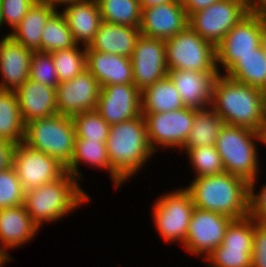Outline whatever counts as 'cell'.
<instances>
[{"mask_svg":"<svg viewBox=\"0 0 266 267\" xmlns=\"http://www.w3.org/2000/svg\"><path fill=\"white\" fill-rule=\"evenodd\" d=\"M211 107L225 124L261 133L266 115V92L219 74L213 85Z\"/></svg>","mask_w":266,"mask_h":267,"instance_id":"1","label":"cell"},{"mask_svg":"<svg viewBox=\"0 0 266 267\" xmlns=\"http://www.w3.org/2000/svg\"><path fill=\"white\" fill-rule=\"evenodd\" d=\"M185 189L190 193L194 207L217 212L233 220L249 216V183L238 176L223 172L195 177Z\"/></svg>","mask_w":266,"mask_h":267,"instance_id":"2","label":"cell"},{"mask_svg":"<svg viewBox=\"0 0 266 267\" xmlns=\"http://www.w3.org/2000/svg\"><path fill=\"white\" fill-rule=\"evenodd\" d=\"M106 149L111 169L124 182L136 174L154 154L148 141L144 116L111 125Z\"/></svg>","mask_w":266,"mask_h":267,"instance_id":"3","label":"cell"},{"mask_svg":"<svg viewBox=\"0 0 266 267\" xmlns=\"http://www.w3.org/2000/svg\"><path fill=\"white\" fill-rule=\"evenodd\" d=\"M89 199L78 180L65 172L55 181L25 191L23 205L40 228L43 222L56 221Z\"/></svg>","mask_w":266,"mask_h":267,"instance_id":"4","label":"cell"},{"mask_svg":"<svg viewBox=\"0 0 266 267\" xmlns=\"http://www.w3.org/2000/svg\"><path fill=\"white\" fill-rule=\"evenodd\" d=\"M262 142L261 133L254 130L224 124L216 139L215 148L225 169L248 183L257 179L258 155L254 140Z\"/></svg>","mask_w":266,"mask_h":267,"instance_id":"5","label":"cell"},{"mask_svg":"<svg viewBox=\"0 0 266 267\" xmlns=\"http://www.w3.org/2000/svg\"><path fill=\"white\" fill-rule=\"evenodd\" d=\"M75 138L72 117L57 113L26 123L22 143L50 155L66 167L73 155Z\"/></svg>","mask_w":266,"mask_h":267,"instance_id":"6","label":"cell"},{"mask_svg":"<svg viewBox=\"0 0 266 267\" xmlns=\"http://www.w3.org/2000/svg\"><path fill=\"white\" fill-rule=\"evenodd\" d=\"M168 70L218 72L216 47L204 40L189 25L165 40Z\"/></svg>","mask_w":266,"mask_h":267,"instance_id":"7","label":"cell"},{"mask_svg":"<svg viewBox=\"0 0 266 267\" xmlns=\"http://www.w3.org/2000/svg\"><path fill=\"white\" fill-rule=\"evenodd\" d=\"M266 16L261 8L254 7L216 46L217 69L221 65L227 71L238 57L253 53L262 44V30ZM218 63L220 65H218Z\"/></svg>","mask_w":266,"mask_h":267,"instance_id":"8","label":"cell"},{"mask_svg":"<svg viewBox=\"0 0 266 267\" xmlns=\"http://www.w3.org/2000/svg\"><path fill=\"white\" fill-rule=\"evenodd\" d=\"M253 7L246 0H221L193 13L188 25L215 47Z\"/></svg>","mask_w":266,"mask_h":267,"instance_id":"9","label":"cell"},{"mask_svg":"<svg viewBox=\"0 0 266 267\" xmlns=\"http://www.w3.org/2000/svg\"><path fill=\"white\" fill-rule=\"evenodd\" d=\"M190 193L184 188L160 196L153 206L157 230L166 242H182L187 236L194 209Z\"/></svg>","mask_w":266,"mask_h":267,"instance_id":"10","label":"cell"},{"mask_svg":"<svg viewBox=\"0 0 266 267\" xmlns=\"http://www.w3.org/2000/svg\"><path fill=\"white\" fill-rule=\"evenodd\" d=\"M254 218L233 220L226 229L223 242L205 259L211 267H251Z\"/></svg>","mask_w":266,"mask_h":267,"instance_id":"11","label":"cell"},{"mask_svg":"<svg viewBox=\"0 0 266 267\" xmlns=\"http://www.w3.org/2000/svg\"><path fill=\"white\" fill-rule=\"evenodd\" d=\"M152 150L156 145L183 148L193 127L195 109L184 107L163 113H142Z\"/></svg>","mask_w":266,"mask_h":267,"instance_id":"12","label":"cell"},{"mask_svg":"<svg viewBox=\"0 0 266 267\" xmlns=\"http://www.w3.org/2000/svg\"><path fill=\"white\" fill-rule=\"evenodd\" d=\"M12 166L24 191L55 181L66 172L57 159L23 143L14 147Z\"/></svg>","mask_w":266,"mask_h":267,"instance_id":"13","label":"cell"},{"mask_svg":"<svg viewBox=\"0 0 266 267\" xmlns=\"http://www.w3.org/2000/svg\"><path fill=\"white\" fill-rule=\"evenodd\" d=\"M232 218L195 207L185 238L184 247L192 254L209 255L222 244L226 229Z\"/></svg>","mask_w":266,"mask_h":267,"instance_id":"14","label":"cell"},{"mask_svg":"<svg viewBox=\"0 0 266 267\" xmlns=\"http://www.w3.org/2000/svg\"><path fill=\"white\" fill-rule=\"evenodd\" d=\"M133 84L140 90L168 75L165 40L140 35L131 56Z\"/></svg>","mask_w":266,"mask_h":267,"instance_id":"15","label":"cell"},{"mask_svg":"<svg viewBox=\"0 0 266 267\" xmlns=\"http://www.w3.org/2000/svg\"><path fill=\"white\" fill-rule=\"evenodd\" d=\"M101 86L86 69L81 74L56 87V106L58 113L66 116L96 110Z\"/></svg>","mask_w":266,"mask_h":267,"instance_id":"16","label":"cell"},{"mask_svg":"<svg viewBox=\"0 0 266 267\" xmlns=\"http://www.w3.org/2000/svg\"><path fill=\"white\" fill-rule=\"evenodd\" d=\"M96 111L111 126L142 115L141 91L134 84L102 86Z\"/></svg>","mask_w":266,"mask_h":267,"instance_id":"17","label":"cell"},{"mask_svg":"<svg viewBox=\"0 0 266 267\" xmlns=\"http://www.w3.org/2000/svg\"><path fill=\"white\" fill-rule=\"evenodd\" d=\"M141 9L140 35L167 40L188 26L181 0Z\"/></svg>","mask_w":266,"mask_h":267,"instance_id":"18","label":"cell"},{"mask_svg":"<svg viewBox=\"0 0 266 267\" xmlns=\"http://www.w3.org/2000/svg\"><path fill=\"white\" fill-rule=\"evenodd\" d=\"M219 72L169 70L168 77L176 86L185 107L200 109L211 106L213 85Z\"/></svg>","mask_w":266,"mask_h":267,"instance_id":"19","label":"cell"},{"mask_svg":"<svg viewBox=\"0 0 266 267\" xmlns=\"http://www.w3.org/2000/svg\"><path fill=\"white\" fill-rule=\"evenodd\" d=\"M33 51L13 40L9 35L0 40L1 90H13L29 80V68Z\"/></svg>","mask_w":266,"mask_h":267,"instance_id":"20","label":"cell"},{"mask_svg":"<svg viewBox=\"0 0 266 267\" xmlns=\"http://www.w3.org/2000/svg\"><path fill=\"white\" fill-rule=\"evenodd\" d=\"M15 93L24 124L58 113L54 87L29 79Z\"/></svg>","mask_w":266,"mask_h":267,"instance_id":"21","label":"cell"},{"mask_svg":"<svg viewBox=\"0 0 266 267\" xmlns=\"http://www.w3.org/2000/svg\"><path fill=\"white\" fill-rule=\"evenodd\" d=\"M86 69L99 85L133 84L131 58L118 54L86 50Z\"/></svg>","mask_w":266,"mask_h":267,"instance_id":"22","label":"cell"},{"mask_svg":"<svg viewBox=\"0 0 266 267\" xmlns=\"http://www.w3.org/2000/svg\"><path fill=\"white\" fill-rule=\"evenodd\" d=\"M39 227L33 222L24 205L0 209V252L10 260L6 249H13L29 242Z\"/></svg>","mask_w":266,"mask_h":267,"instance_id":"23","label":"cell"},{"mask_svg":"<svg viewBox=\"0 0 266 267\" xmlns=\"http://www.w3.org/2000/svg\"><path fill=\"white\" fill-rule=\"evenodd\" d=\"M63 16L77 44L82 42L85 47L94 40L102 22L96 0H80L65 4Z\"/></svg>","mask_w":266,"mask_h":267,"instance_id":"24","label":"cell"},{"mask_svg":"<svg viewBox=\"0 0 266 267\" xmlns=\"http://www.w3.org/2000/svg\"><path fill=\"white\" fill-rule=\"evenodd\" d=\"M139 36L140 30L138 27L102 21L94 40L86 47V50L118 54L131 58Z\"/></svg>","mask_w":266,"mask_h":267,"instance_id":"25","label":"cell"},{"mask_svg":"<svg viewBox=\"0 0 266 267\" xmlns=\"http://www.w3.org/2000/svg\"><path fill=\"white\" fill-rule=\"evenodd\" d=\"M57 10L49 3L37 0L21 22L8 35L31 51H41V35L49 17Z\"/></svg>","mask_w":266,"mask_h":267,"instance_id":"26","label":"cell"},{"mask_svg":"<svg viewBox=\"0 0 266 267\" xmlns=\"http://www.w3.org/2000/svg\"><path fill=\"white\" fill-rule=\"evenodd\" d=\"M87 163L90 166L109 170L111 178L118 188L124 182L112 169L108 157L106 143L103 141H93L75 138L74 151L70 163L65 167L67 173L78 181L82 177L79 172V164Z\"/></svg>","mask_w":266,"mask_h":267,"instance_id":"27","label":"cell"},{"mask_svg":"<svg viewBox=\"0 0 266 267\" xmlns=\"http://www.w3.org/2000/svg\"><path fill=\"white\" fill-rule=\"evenodd\" d=\"M184 107L176 86L168 76L141 91L142 113H163Z\"/></svg>","mask_w":266,"mask_h":267,"instance_id":"28","label":"cell"},{"mask_svg":"<svg viewBox=\"0 0 266 267\" xmlns=\"http://www.w3.org/2000/svg\"><path fill=\"white\" fill-rule=\"evenodd\" d=\"M224 75L266 92V49L261 44L253 53L238 57Z\"/></svg>","mask_w":266,"mask_h":267,"instance_id":"29","label":"cell"},{"mask_svg":"<svg viewBox=\"0 0 266 267\" xmlns=\"http://www.w3.org/2000/svg\"><path fill=\"white\" fill-rule=\"evenodd\" d=\"M24 128L15 91L0 89V140L14 146L20 144L23 142Z\"/></svg>","mask_w":266,"mask_h":267,"instance_id":"30","label":"cell"},{"mask_svg":"<svg viewBox=\"0 0 266 267\" xmlns=\"http://www.w3.org/2000/svg\"><path fill=\"white\" fill-rule=\"evenodd\" d=\"M210 107L195 109L193 127L182 150L216 144L220 129L225 123Z\"/></svg>","mask_w":266,"mask_h":267,"instance_id":"31","label":"cell"},{"mask_svg":"<svg viewBox=\"0 0 266 267\" xmlns=\"http://www.w3.org/2000/svg\"><path fill=\"white\" fill-rule=\"evenodd\" d=\"M102 21L138 27L141 23L140 0H96Z\"/></svg>","mask_w":266,"mask_h":267,"instance_id":"32","label":"cell"},{"mask_svg":"<svg viewBox=\"0 0 266 267\" xmlns=\"http://www.w3.org/2000/svg\"><path fill=\"white\" fill-rule=\"evenodd\" d=\"M72 32L65 17L59 11H55L47 20L41 35V52L51 53L56 50L75 47Z\"/></svg>","mask_w":266,"mask_h":267,"instance_id":"33","label":"cell"},{"mask_svg":"<svg viewBox=\"0 0 266 267\" xmlns=\"http://www.w3.org/2000/svg\"><path fill=\"white\" fill-rule=\"evenodd\" d=\"M62 49L51 52L59 83L73 79L86 70V47Z\"/></svg>","mask_w":266,"mask_h":267,"instance_id":"34","label":"cell"},{"mask_svg":"<svg viewBox=\"0 0 266 267\" xmlns=\"http://www.w3.org/2000/svg\"><path fill=\"white\" fill-rule=\"evenodd\" d=\"M72 120L77 138L106 143L110 133V125L96 110L76 114L72 116Z\"/></svg>","mask_w":266,"mask_h":267,"instance_id":"35","label":"cell"},{"mask_svg":"<svg viewBox=\"0 0 266 267\" xmlns=\"http://www.w3.org/2000/svg\"><path fill=\"white\" fill-rule=\"evenodd\" d=\"M196 172L195 177L216 175L225 172L221 156L215 145L185 149Z\"/></svg>","mask_w":266,"mask_h":267,"instance_id":"36","label":"cell"},{"mask_svg":"<svg viewBox=\"0 0 266 267\" xmlns=\"http://www.w3.org/2000/svg\"><path fill=\"white\" fill-rule=\"evenodd\" d=\"M25 191L13 166L0 171V209L23 204Z\"/></svg>","mask_w":266,"mask_h":267,"instance_id":"37","label":"cell"},{"mask_svg":"<svg viewBox=\"0 0 266 267\" xmlns=\"http://www.w3.org/2000/svg\"><path fill=\"white\" fill-rule=\"evenodd\" d=\"M29 79L56 88L59 84L51 53L35 51L31 56Z\"/></svg>","mask_w":266,"mask_h":267,"instance_id":"38","label":"cell"},{"mask_svg":"<svg viewBox=\"0 0 266 267\" xmlns=\"http://www.w3.org/2000/svg\"><path fill=\"white\" fill-rule=\"evenodd\" d=\"M37 0H0L2 23L14 28L21 22Z\"/></svg>","mask_w":266,"mask_h":267,"instance_id":"39","label":"cell"},{"mask_svg":"<svg viewBox=\"0 0 266 267\" xmlns=\"http://www.w3.org/2000/svg\"><path fill=\"white\" fill-rule=\"evenodd\" d=\"M251 267H266V223L254 219Z\"/></svg>","mask_w":266,"mask_h":267,"instance_id":"40","label":"cell"},{"mask_svg":"<svg viewBox=\"0 0 266 267\" xmlns=\"http://www.w3.org/2000/svg\"><path fill=\"white\" fill-rule=\"evenodd\" d=\"M256 179L249 183V216L257 222L266 223V184L260 193L255 194Z\"/></svg>","mask_w":266,"mask_h":267,"instance_id":"41","label":"cell"},{"mask_svg":"<svg viewBox=\"0 0 266 267\" xmlns=\"http://www.w3.org/2000/svg\"><path fill=\"white\" fill-rule=\"evenodd\" d=\"M219 1L221 0H181V3L189 18L193 13L203 10Z\"/></svg>","mask_w":266,"mask_h":267,"instance_id":"42","label":"cell"},{"mask_svg":"<svg viewBox=\"0 0 266 267\" xmlns=\"http://www.w3.org/2000/svg\"><path fill=\"white\" fill-rule=\"evenodd\" d=\"M14 147L9 142L0 140V171L12 166Z\"/></svg>","mask_w":266,"mask_h":267,"instance_id":"43","label":"cell"},{"mask_svg":"<svg viewBox=\"0 0 266 267\" xmlns=\"http://www.w3.org/2000/svg\"><path fill=\"white\" fill-rule=\"evenodd\" d=\"M177 0H140L141 8H150L159 4H165Z\"/></svg>","mask_w":266,"mask_h":267,"instance_id":"44","label":"cell"},{"mask_svg":"<svg viewBox=\"0 0 266 267\" xmlns=\"http://www.w3.org/2000/svg\"><path fill=\"white\" fill-rule=\"evenodd\" d=\"M41 1L49 3L51 6L56 8V6H58L59 4H69L80 0H41Z\"/></svg>","mask_w":266,"mask_h":267,"instance_id":"45","label":"cell"},{"mask_svg":"<svg viewBox=\"0 0 266 267\" xmlns=\"http://www.w3.org/2000/svg\"><path fill=\"white\" fill-rule=\"evenodd\" d=\"M253 8L257 7L260 8L266 0H246Z\"/></svg>","mask_w":266,"mask_h":267,"instance_id":"46","label":"cell"},{"mask_svg":"<svg viewBox=\"0 0 266 267\" xmlns=\"http://www.w3.org/2000/svg\"><path fill=\"white\" fill-rule=\"evenodd\" d=\"M262 45L266 49V22L264 23V27L262 30Z\"/></svg>","mask_w":266,"mask_h":267,"instance_id":"47","label":"cell"},{"mask_svg":"<svg viewBox=\"0 0 266 267\" xmlns=\"http://www.w3.org/2000/svg\"><path fill=\"white\" fill-rule=\"evenodd\" d=\"M261 136H262V143L266 144V115H265V122H264L263 130L261 132Z\"/></svg>","mask_w":266,"mask_h":267,"instance_id":"48","label":"cell"},{"mask_svg":"<svg viewBox=\"0 0 266 267\" xmlns=\"http://www.w3.org/2000/svg\"><path fill=\"white\" fill-rule=\"evenodd\" d=\"M2 245H0L1 247ZM8 261V259L0 252V267H3L4 264Z\"/></svg>","mask_w":266,"mask_h":267,"instance_id":"49","label":"cell"},{"mask_svg":"<svg viewBox=\"0 0 266 267\" xmlns=\"http://www.w3.org/2000/svg\"><path fill=\"white\" fill-rule=\"evenodd\" d=\"M260 8L264 11L266 16V2Z\"/></svg>","mask_w":266,"mask_h":267,"instance_id":"50","label":"cell"},{"mask_svg":"<svg viewBox=\"0 0 266 267\" xmlns=\"http://www.w3.org/2000/svg\"><path fill=\"white\" fill-rule=\"evenodd\" d=\"M2 25H3V23H2V19H1V11H0V28H1Z\"/></svg>","mask_w":266,"mask_h":267,"instance_id":"51","label":"cell"}]
</instances>
